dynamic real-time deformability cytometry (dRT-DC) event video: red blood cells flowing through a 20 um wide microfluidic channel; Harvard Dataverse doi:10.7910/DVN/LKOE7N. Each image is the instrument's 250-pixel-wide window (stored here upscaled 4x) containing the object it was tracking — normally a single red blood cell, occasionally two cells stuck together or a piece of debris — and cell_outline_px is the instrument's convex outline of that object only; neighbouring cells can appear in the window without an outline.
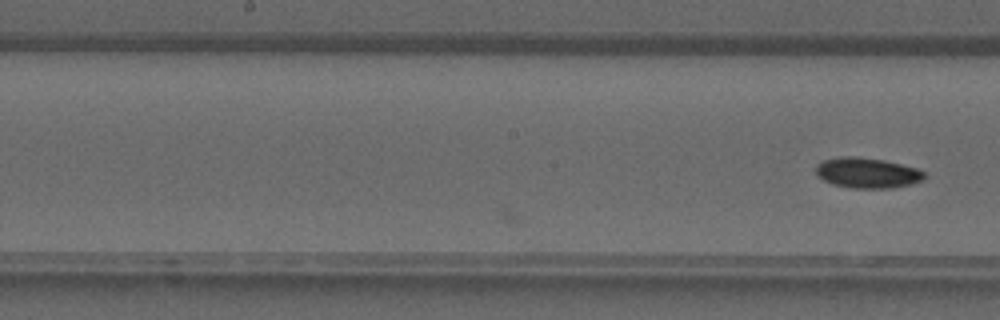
{"species": "common noctule bat (a hibernating species)", "species_latin": "Nyctalus noctula", "temperature_condition": "warm", "stored_images_in_passage": 10, "camera_frame_rate_fps": 3000, "um_per_image_px": 0.085, "animal": {"sex": "male", "forearm_length_mm": 52.5}, "frame": {"image": 1, "passage_image": 10, "time_ms": 3.0, "image_size_px": [1000, 320], "cell_outline_px": [[924, 180], [912, 184], [892, 188], [852, 188], [832, 184], [816, 176], [816, 164], [824, 160], [840, 156], [856, 156], [884, 160], [916, 168], [924, 172]], "centroid_in_image_um": [73.69, 14.69], "position_along_channel_um": 174.5, "area_um2": 19.31}}